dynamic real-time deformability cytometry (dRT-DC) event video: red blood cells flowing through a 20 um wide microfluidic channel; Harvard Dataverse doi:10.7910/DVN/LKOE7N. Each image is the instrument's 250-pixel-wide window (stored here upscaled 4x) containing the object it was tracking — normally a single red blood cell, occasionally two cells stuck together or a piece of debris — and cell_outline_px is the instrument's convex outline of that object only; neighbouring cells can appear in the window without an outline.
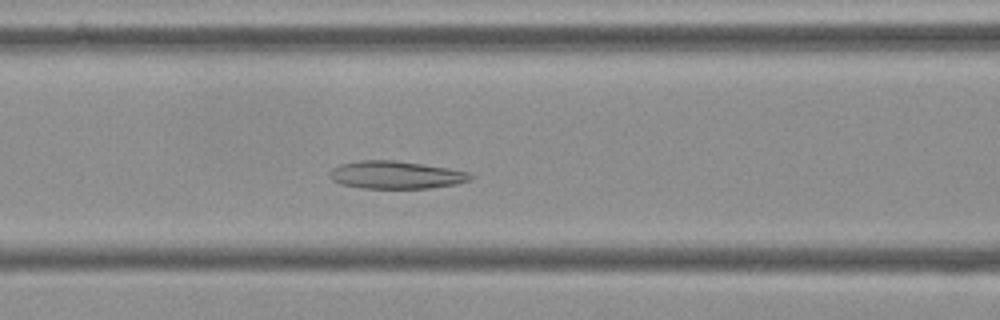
{"species": "Egyptian fruit bat (a non-hibernating species)", "species_latin": "Rousettus aegyptiacus", "temperature_condition": "cold", "stored_images_in_passage": 43, "camera_frame_rate_fps": 3000, "um_per_image_px": 0.085, "frame": {"image": 1, "passage_image": 10, "time_ms": 3.0, "image_size_px": [1000, 320], "cell_outline_px": [[472, 176], [468, 180], [456, 184], [428, 188], [360, 188], [340, 184], [332, 180], [328, 176], [328, 172], [332, 168], [340, 164], [360, 160], [392, 160], [448, 168], [468, 172]], "centroid_in_image_um": [33.56, 14.87], "position_along_channel_um": 133.0, "area_um2": 22.6}}
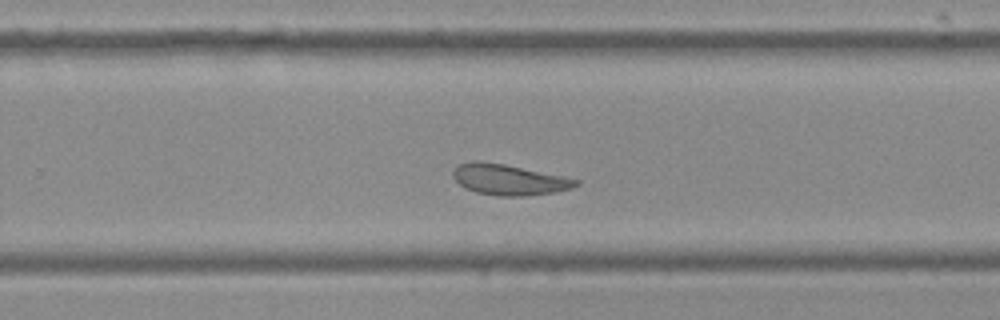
{"frame": {"image": 2, "passage_image": 23, "time_ms": 7.333, "image_size_px": [1000, 320], "cell_outline_px": [[580, 184], [572, 188], [552, 192], [524, 196], [500, 196], [476, 192], [464, 188], [452, 176], [452, 172], [460, 164], [472, 160], [480, 160], [504, 164], [564, 176], [580, 180]], "centroid_in_image_um": [43.25, 15.26], "position_along_channel_um": 286.5, "area_um2": 21.96}}
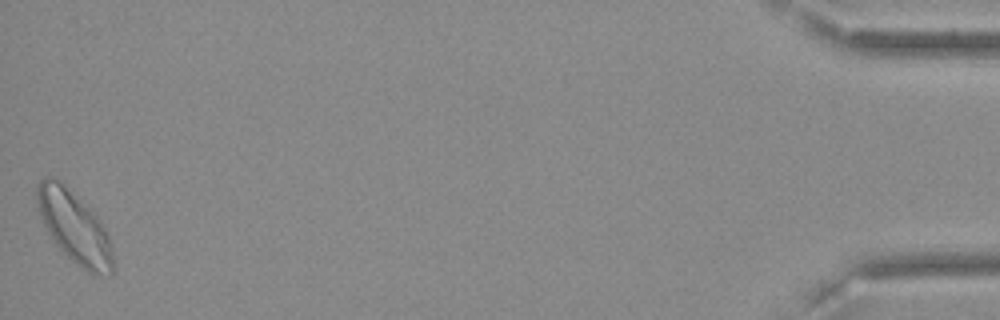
{"frame": {"image": 3, "passage_image": 43, "time_ms": 14.0, "image_size_px": [1000, 320], "cell_outline_px": [[116, 272], [112, 276], [92, 276], [72, 260], [56, 244], [48, 232], [40, 216], [36, 200], [36, 184], [44, 176], [52, 176], [60, 180], [100, 220], [108, 236], [116, 268]], "centroid_in_image_um": [6.34, 19.35], "position_along_channel_um": 428.9, "area_um2": 31.96}, "authors_computed_cell_mechanics": {"area_um2": 23.2934, "velocity_mm_per_s": 3.5525, "shape_relaxation_time_tau1_ms": 7.3614, "shape_relaxation_time_tau2_ms": 3.8073, "deformation_change_tau1": 0.1398, "deformation_change_tau2": 0.1138}}